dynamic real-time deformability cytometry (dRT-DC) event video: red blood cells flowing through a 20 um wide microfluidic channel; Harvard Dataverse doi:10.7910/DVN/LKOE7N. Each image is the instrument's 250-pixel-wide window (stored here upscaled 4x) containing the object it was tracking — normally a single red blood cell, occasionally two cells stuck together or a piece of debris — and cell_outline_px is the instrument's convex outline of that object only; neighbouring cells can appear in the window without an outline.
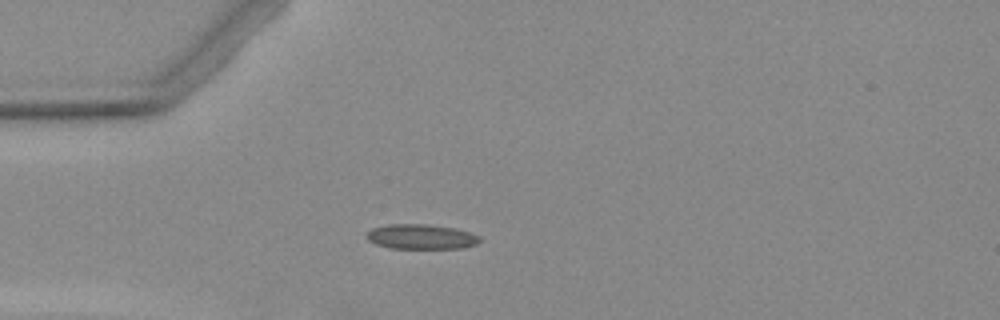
{"species": "Egyptian fruit bat (a non-hibernating species)", "species_latin": "Rousettus aegyptiacus", "temperature_condition": "warm", "stored_images_in_passage": 3, "camera_frame_rate_fps": 3000, "um_per_image_px": 0.085, "animal": {"sex": "female"}, "frame": {"image": 1, "passage_image": 2, "time_ms": 2.333, "image_size_px": [1000, 320], "cell_outline_px": [[480, 240], [476, 244], [464, 248], [392, 248], [376, 244], [368, 240], [364, 236], [372, 228], [388, 224], [424, 224], [452, 228], [468, 232], [480, 236]], "centroid_in_image_um": [35.76, 20.12], "position_along_channel_um": 49.2, "area_um2": 16.24}}